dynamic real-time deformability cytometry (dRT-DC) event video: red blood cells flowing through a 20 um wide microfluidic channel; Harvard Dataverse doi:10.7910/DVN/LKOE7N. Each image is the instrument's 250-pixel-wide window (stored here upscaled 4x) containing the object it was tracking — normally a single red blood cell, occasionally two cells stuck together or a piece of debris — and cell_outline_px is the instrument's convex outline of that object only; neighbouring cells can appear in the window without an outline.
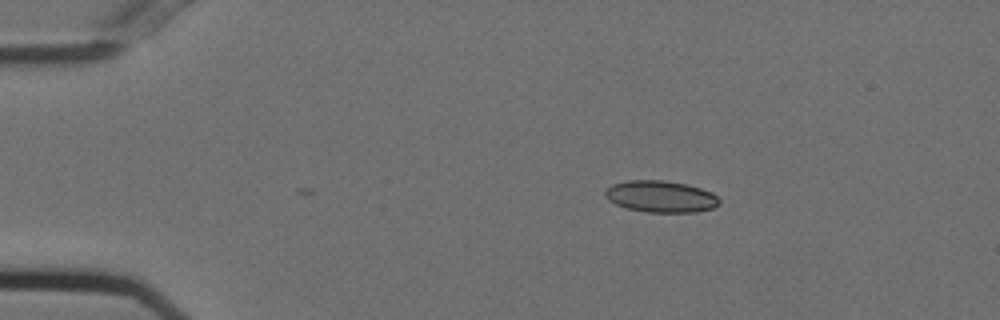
{"species": "Egyptian fruit bat (a non-hibernating species)", "species_latin": "Rousettus aegyptiacus", "temperature_condition": "cold", "stored_images_in_passage": 35, "camera_frame_rate_fps": 3000, "um_per_image_px": 0.085, "animal": {"sex": "female"}, "frame": {"image": 1, "passage_image": 1, "time_ms": 0.0, "image_size_px": [1000, 320], "cell_outline_px": [[720, 204], [712, 208], [696, 212], [648, 212], [628, 208], [616, 204], [608, 200], [604, 196], [604, 192], [612, 184], [628, 180], [664, 180], [688, 184], [712, 192], [720, 200]], "centroid_in_image_um": [56.17, 16.69], "position_along_channel_um": 28.8, "area_um2": 21.1}}
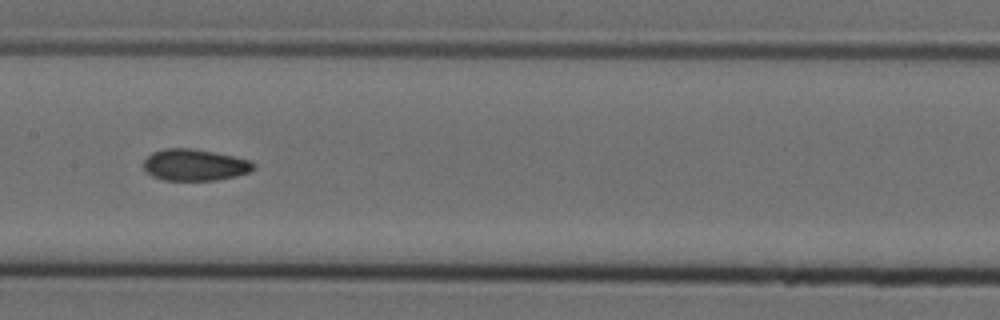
{"frame": {"image": 2, "passage_image": 19, "time_ms": 6.0, "image_size_px": [1000, 320], "cell_outline_px": [[256, 168], [248, 172], [236, 176], [216, 180], [164, 180], [152, 176], [144, 168], [144, 160], [152, 152], [164, 148], [192, 148], [232, 156], [248, 160], [256, 164]], "centroid_in_image_um": [16.55, 14.02], "position_along_channel_um": 190.9, "area_um2": 20.11}}
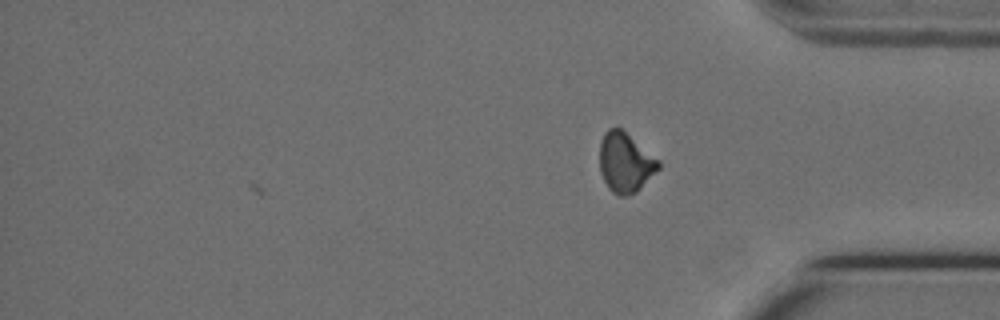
{"frame": {"image": 3, "passage_image": 35, "time_ms": 11.333, "image_size_px": [1000, 320], "cell_outline_px": [[660, 168], [636, 192], [628, 196], [620, 196], [612, 192], [608, 188], [600, 172], [600, 144], [604, 132], [608, 128], [620, 128], [660, 160]], "centroid_in_image_um": [53.15, 13.83], "position_along_channel_um": 382.1, "area_um2": 20.4}, "authors_computed_cell_mechanics": {"area_um2": 20.519, "velocity_mm_per_s": 3.7421, "shape_relaxation_time_tau1_ms": null, "shape_relaxation_time_tau2_ms": 2.7978, "deformation_change_tau1": null, "deformation_change_tau2": 0.0697}}